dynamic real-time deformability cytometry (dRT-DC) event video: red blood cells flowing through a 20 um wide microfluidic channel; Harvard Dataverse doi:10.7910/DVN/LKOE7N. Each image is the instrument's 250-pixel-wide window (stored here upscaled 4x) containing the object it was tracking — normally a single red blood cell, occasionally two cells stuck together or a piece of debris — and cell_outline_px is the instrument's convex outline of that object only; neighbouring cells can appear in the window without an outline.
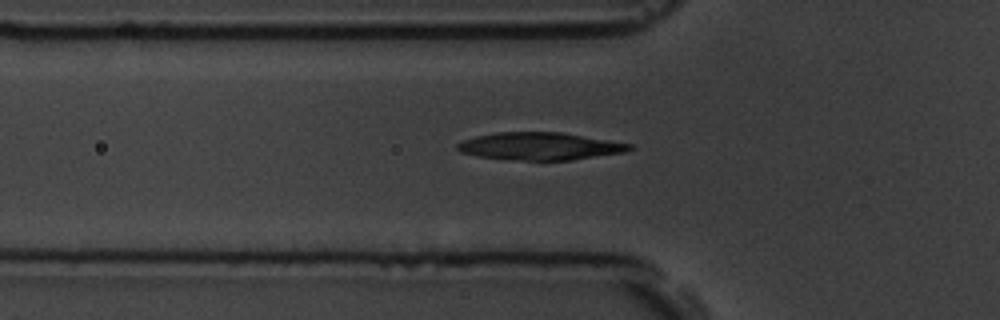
{"species": "common noctule bat (a hibernating species)", "species_latin": "Nyctalus noctula", "temperature_condition": "room temperature", "stored_images_in_passage": 40, "camera_frame_rate_fps": 3000, "um_per_image_px": 0.085, "animal": {"sex": "male", "body_mass_g": 19.5, "forearm_length_mm": 54.6}, "frame": {"image": 1, "passage_image": 3, "time_ms": 0.667, "image_size_px": [1000, 320], "cell_outline_px": [[636, 148], [624, 152], [572, 160], [524, 160], [480, 156], [460, 152], [456, 148], [456, 144], [464, 140], [476, 136], [496, 132], [560, 132], [632, 144]], "centroid_in_image_um": [45.91, 12.42], "position_along_channel_um": 79.9, "area_um2": 27.34}}
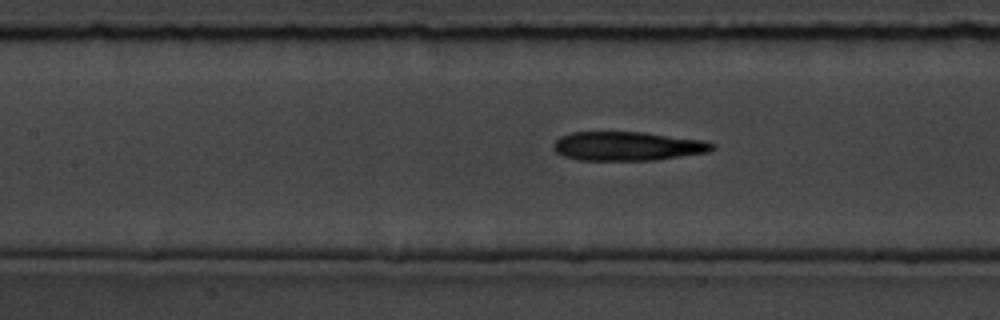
{"frame": {"image": 2, "passage_image": 9, "time_ms": 2.667, "image_size_px": [1000, 320], "cell_outline_px": [[716, 148], [708, 152], [656, 160], [580, 160], [564, 156], [556, 152], [552, 148], [552, 144], [560, 136], [572, 132], [644, 132], [704, 140], [716, 144]], "centroid_in_image_um": [53.35, 12.42], "position_along_channel_um": 154.0, "area_um2": 26.99}}
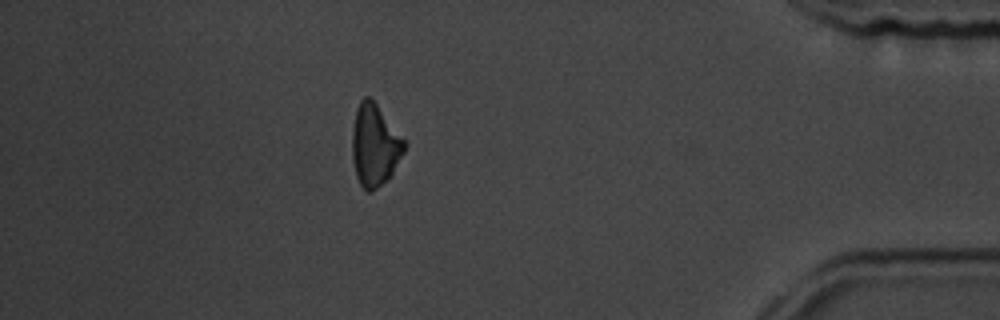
{"frame": {"image": 3, "passage_image": 33, "time_ms": 10.667, "image_size_px": [1000, 320], "cell_outline_px": [[404, 152], [392, 172], [376, 188], [368, 192], [360, 184], [356, 176], [352, 160], [352, 132], [356, 108], [360, 100], [364, 96], [372, 96], [404, 140]], "centroid_in_image_um": [31.81, 12.28], "position_along_channel_um": 403.4, "area_um2": 24.62}, "authors_computed_cell_mechanics": {"area_um2": 26.9348, "velocity_mm_per_s": 3.6739, "shape_relaxation_time_tau1_ms": 7.967, "shape_relaxation_time_tau2_ms": 8.8921, "deformation_change_tau1": 0.1584, "deformation_change_tau2": 0.2582}}